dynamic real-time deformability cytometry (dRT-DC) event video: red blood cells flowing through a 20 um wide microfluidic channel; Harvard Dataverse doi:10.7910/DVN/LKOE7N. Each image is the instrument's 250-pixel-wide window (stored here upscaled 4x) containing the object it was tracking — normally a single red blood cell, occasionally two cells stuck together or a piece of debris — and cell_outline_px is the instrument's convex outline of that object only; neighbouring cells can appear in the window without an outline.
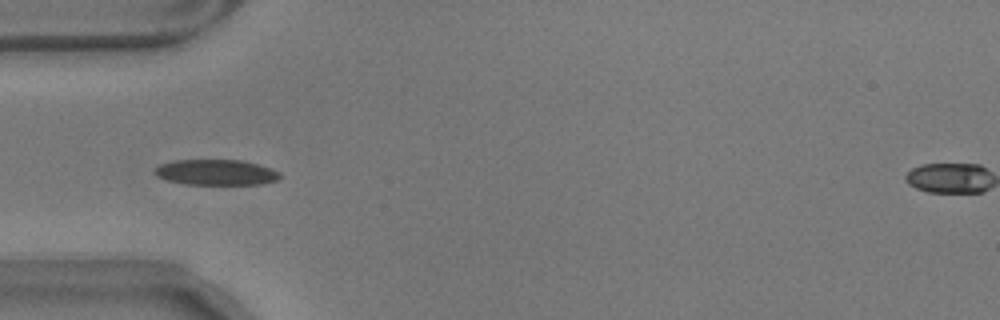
{"species": "common noctule bat (a hibernating species)", "species_latin": "Nyctalus noctula", "temperature_condition": "warm", "stored_images_in_passage": 35, "camera_frame_rate_fps": 3000, "um_per_image_px": 0.085, "animal": {"sex": "male", "body_mass_g": 17.9}, "frame": {"image": 1, "passage_image": 3, "time_ms": 0.667, "image_size_px": [1000, 320], "cell_outline_px": [[280, 176], [276, 180], [264, 184], [184, 184], [168, 180], [156, 176], [156, 168], [160, 164], [172, 160], [240, 160], [256, 164], [280, 172]], "centroid_in_image_um": [18.35, 14.65], "position_along_channel_um": 66.7, "area_um2": 18.44}}
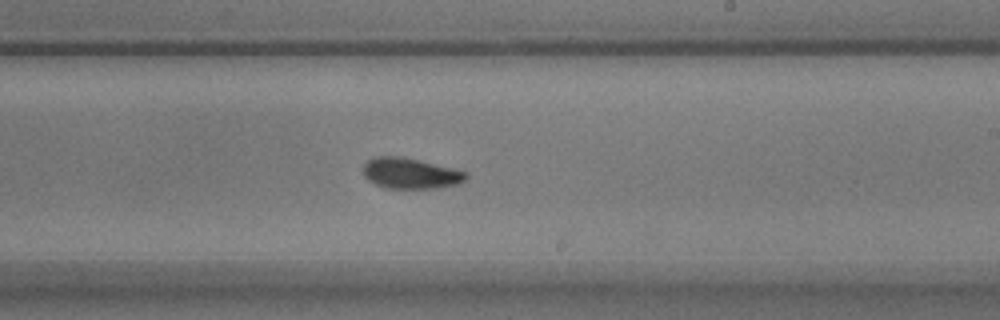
{"frame": {"image": 2, "passage_image": 19, "time_ms": 6.0, "image_size_px": [1000, 320], "cell_outline_px": [[468, 176], [464, 180], [456, 184], [436, 188], [384, 188], [368, 180], [364, 176], [364, 164], [372, 156], [400, 156], [452, 168], [464, 172]], "centroid_in_image_um": [34.83, 14.73], "position_along_channel_um": 254.2, "area_um2": 18.15}}
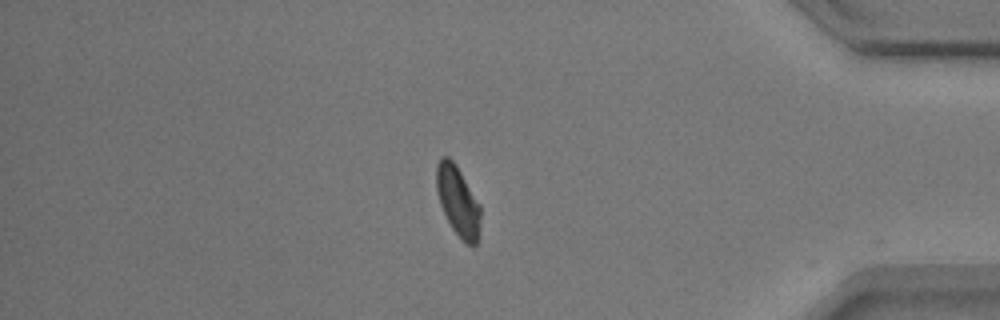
{"frame": {"image": 3, "passage_image": 34, "time_ms": 11.0, "image_size_px": [1000, 320], "cell_outline_px": [[480, 220], [476, 244], [472, 248], [452, 228], [440, 204], [436, 188], [436, 164], [440, 156], [448, 156], [456, 164], [480, 204]], "centroid_in_image_um": [38.91, 17.03], "position_along_channel_um": 396.3, "area_um2": 17.8}, "authors_computed_cell_mechanics": {"area_um2": 18.785, "velocity_mm_per_s": 3.5141, "shape_relaxation_time_tau1_ms": 4.0523, "shape_relaxation_time_tau2_ms": 2.293, "deformation_change_tau1": 0.1174, "deformation_change_tau2": 0.0652}}